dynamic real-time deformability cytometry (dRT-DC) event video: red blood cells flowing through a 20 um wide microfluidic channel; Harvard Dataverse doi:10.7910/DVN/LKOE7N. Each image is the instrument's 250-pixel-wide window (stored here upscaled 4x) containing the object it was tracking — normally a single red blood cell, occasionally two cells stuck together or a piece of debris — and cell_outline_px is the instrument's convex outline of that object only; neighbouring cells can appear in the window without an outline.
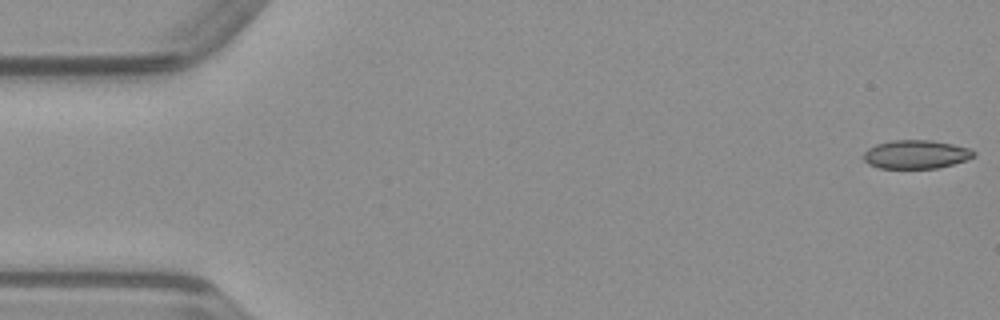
{"species": "common noctule bat (a hibernating species)", "species_latin": "Nyctalus noctula", "temperature_condition": "warm", "stored_images_in_passage": 50, "camera_frame_rate_fps": 3000, "um_per_image_px": 0.085, "animal": {"sex": "male", "body_mass_g": 23.1, "forearm_length_mm": 52.7}, "frame": {"image": 1, "passage_image": 1, "time_ms": 0.0, "image_size_px": [1000, 320], "cell_outline_px": [[976, 156], [968, 160], [936, 168], [880, 168], [868, 164], [860, 156], [868, 148], [876, 144], [892, 140], [932, 140], [972, 148], [976, 152]], "centroid_in_image_um": [77.87, 13.11], "position_along_channel_um": 7.1, "area_um2": 18.61}}
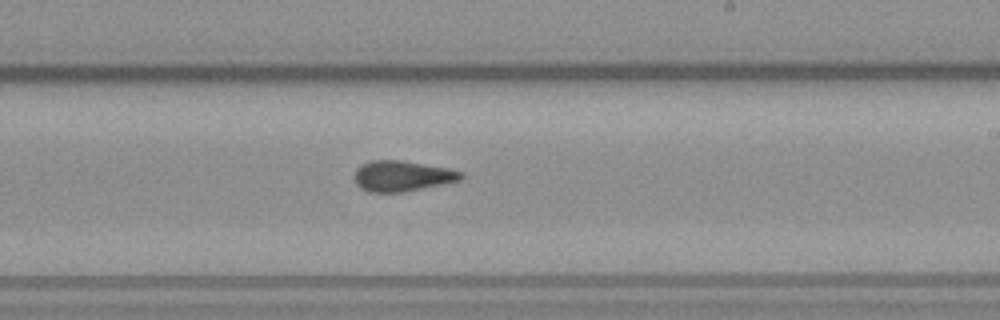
{"frame": {"image": 2, "passage_image": 29, "time_ms": 9.333, "image_size_px": [1000, 320], "cell_outline_px": [[464, 176], [460, 180], [444, 184], [404, 192], [368, 192], [360, 188], [356, 184], [356, 168], [360, 164], [368, 160], [400, 160], [448, 168], [464, 172]], "centroid_in_image_um": [34.19, 14.96], "position_along_channel_um": 254.8, "area_um2": 19.13}}
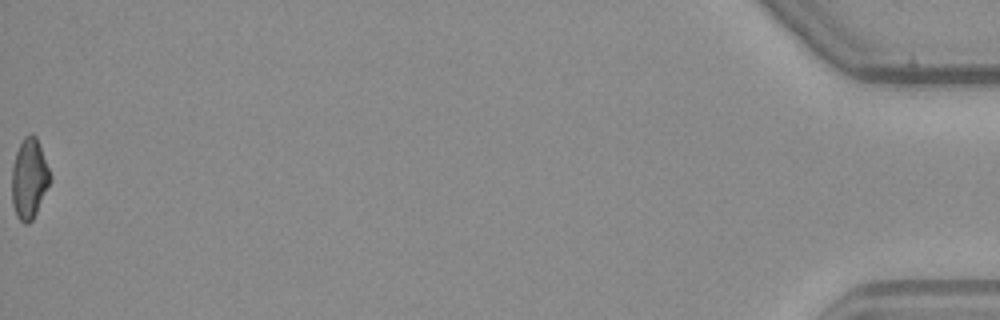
{"frame": {"image": 3, "passage_image": 50, "time_ms": 16.333, "image_size_px": [1000, 320], "cell_outline_px": [[52, 176], [36, 212], [32, 220], [28, 224], [24, 224], [16, 216], [12, 204], [12, 168], [16, 152], [24, 136], [32, 132], [36, 136]], "centroid_in_image_um": [2.47, 15.17], "position_along_channel_um": 432.7, "area_um2": 17.74}}